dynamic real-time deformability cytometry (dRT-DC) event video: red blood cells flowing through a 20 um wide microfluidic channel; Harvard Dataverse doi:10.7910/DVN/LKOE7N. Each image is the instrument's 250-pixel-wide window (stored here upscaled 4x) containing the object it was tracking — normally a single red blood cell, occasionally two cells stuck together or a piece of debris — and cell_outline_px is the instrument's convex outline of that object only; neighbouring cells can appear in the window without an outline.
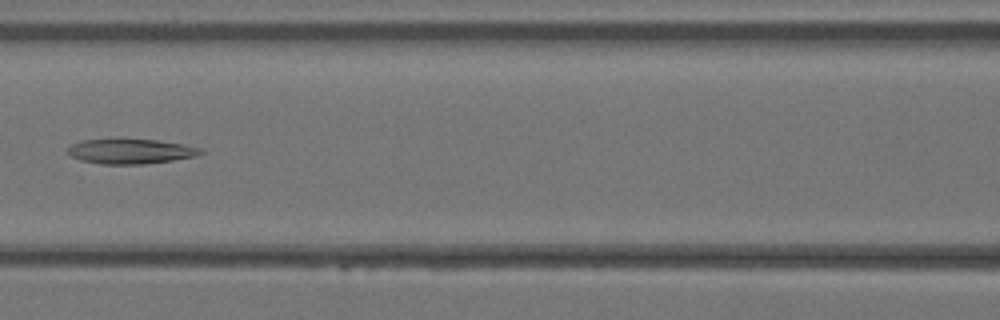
{"species": "Egyptian fruit bat (a non-hibernating species)", "species_latin": "Rousettus aegyptiacus", "temperature_condition": "warm", "stored_images_in_passage": 25, "camera_frame_rate_fps": 3000, "um_per_image_px": 0.085, "animal": {"sex": "female"}, "frame": {"image": 1, "passage_image": 6, "time_ms": 1.667, "image_size_px": [1000, 320], "cell_outline_px": [[204, 152], [196, 156], [172, 160], [144, 164], [100, 164], [80, 160], [72, 156], [68, 152], [68, 148], [72, 144], [84, 140], [156, 140], [184, 144], [200, 148]], "centroid_in_image_um": [11.12, 12.88], "position_along_channel_um": 155.5, "area_um2": 18.9}}
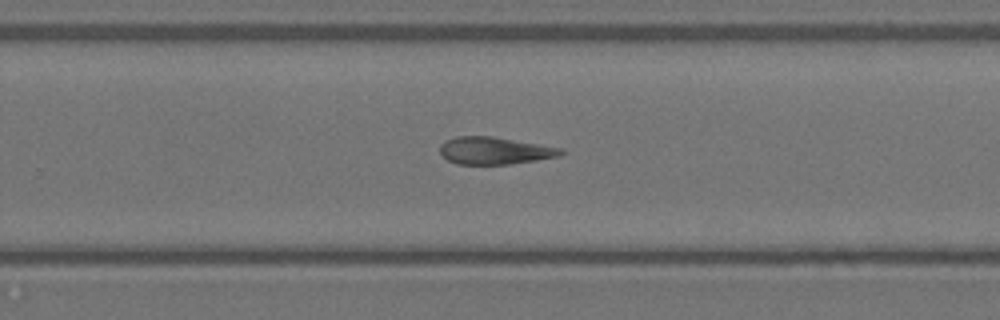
{"frame": {"image": 2, "passage_image": 13, "time_ms": 4.0, "image_size_px": [1000, 320], "cell_outline_px": [[564, 152], [560, 156], [536, 160], [508, 164], [456, 164], [448, 160], [440, 152], [440, 144], [444, 140], [456, 136], [492, 136], [564, 148]], "centroid_in_image_um": [42.04, 12.8], "position_along_channel_um": 287.8, "area_um2": 19.31}}
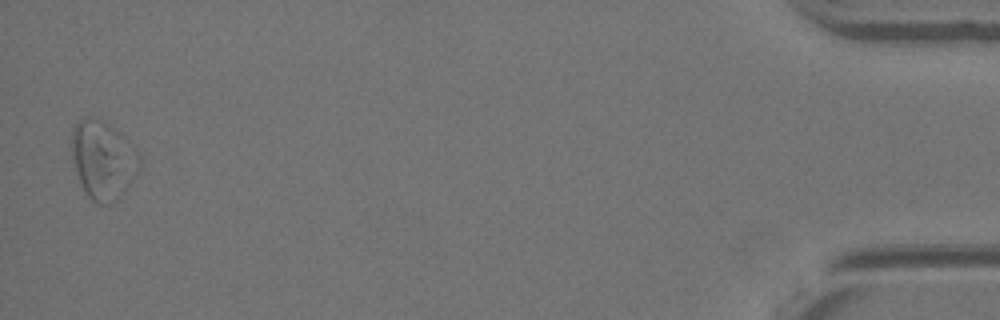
{"frame": {"image": 3, "passage_image": 25, "time_ms": 8.0, "image_size_px": [1000, 320], "cell_outline_px": [[140, 168], [128, 188], [116, 200], [108, 204], [100, 204], [92, 200], [88, 196], [80, 180], [72, 160], [72, 128], [84, 116], [104, 120], [120, 132], [140, 152]], "centroid_in_image_um": [8.79, 13.57], "position_along_channel_um": 426.4, "area_um2": 31.1}}